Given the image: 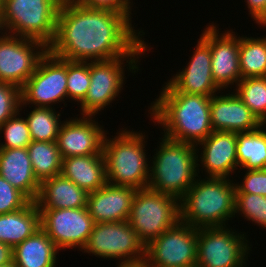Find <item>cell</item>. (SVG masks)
I'll return each mask as SVG.
<instances>
[{
  "label": "cell",
  "mask_w": 266,
  "mask_h": 267,
  "mask_svg": "<svg viewBox=\"0 0 266 267\" xmlns=\"http://www.w3.org/2000/svg\"><path fill=\"white\" fill-rule=\"evenodd\" d=\"M83 250L99 258L119 259L118 266L144 264L146 258V246L128 221L95 223Z\"/></svg>",
  "instance_id": "obj_8"
},
{
  "label": "cell",
  "mask_w": 266,
  "mask_h": 267,
  "mask_svg": "<svg viewBox=\"0 0 266 267\" xmlns=\"http://www.w3.org/2000/svg\"><path fill=\"white\" fill-rule=\"evenodd\" d=\"M21 89L15 85L0 82V126L20 111Z\"/></svg>",
  "instance_id": "obj_34"
},
{
  "label": "cell",
  "mask_w": 266,
  "mask_h": 267,
  "mask_svg": "<svg viewBox=\"0 0 266 267\" xmlns=\"http://www.w3.org/2000/svg\"><path fill=\"white\" fill-rule=\"evenodd\" d=\"M239 64L241 79L266 77V36L240 37Z\"/></svg>",
  "instance_id": "obj_28"
},
{
  "label": "cell",
  "mask_w": 266,
  "mask_h": 267,
  "mask_svg": "<svg viewBox=\"0 0 266 267\" xmlns=\"http://www.w3.org/2000/svg\"><path fill=\"white\" fill-rule=\"evenodd\" d=\"M90 86V61L67 60V95L68 99L81 103Z\"/></svg>",
  "instance_id": "obj_31"
},
{
  "label": "cell",
  "mask_w": 266,
  "mask_h": 267,
  "mask_svg": "<svg viewBox=\"0 0 266 267\" xmlns=\"http://www.w3.org/2000/svg\"><path fill=\"white\" fill-rule=\"evenodd\" d=\"M200 145L203 150L197 162L201 161V169L206 170L207 177L229 178L238 169L236 132L213 131L195 145L196 149Z\"/></svg>",
  "instance_id": "obj_18"
},
{
  "label": "cell",
  "mask_w": 266,
  "mask_h": 267,
  "mask_svg": "<svg viewBox=\"0 0 266 267\" xmlns=\"http://www.w3.org/2000/svg\"><path fill=\"white\" fill-rule=\"evenodd\" d=\"M62 0H4L1 32L40 41L49 47L56 36Z\"/></svg>",
  "instance_id": "obj_6"
},
{
  "label": "cell",
  "mask_w": 266,
  "mask_h": 267,
  "mask_svg": "<svg viewBox=\"0 0 266 267\" xmlns=\"http://www.w3.org/2000/svg\"><path fill=\"white\" fill-rule=\"evenodd\" d=\"M41 229V214L35 202L15 212L0 214V242L13 248Z\"/></svg>",
  "instance_id": "obj_24"
},
{
  "label": "cell",
  "mask_w": 266,
  "mask_h": 267,
  "mask_svg": "<svg viewBox=\"0 0 266 267\" xmlns=\"http://www.w3.org/2000/svg\"><path fill=\"white\" fill-rule=\"evenodd\" d=\"M59 250L41 228L13 248L16 267H56Z\"/></svg>",
  "instance_id": "obj_25"
},
{
  "label": "cell",
  "mask_w": 266,
  "mask_h": 267,
  "mask_svg": "<svg viewBox=\"0 0 266 267\" xmlns=\"http://www.w3.org/2000/svg\"><path fill=\"white\" fill-rule=\"evenodd\" d=\"M67 98V60L48 50L21 88L20 111L25 105L32 104L35 105L32 107L54 108L53 104Z\"/></svg>",
  "instance_id": "obj_11"
},
{
  "label": "cell",
  "mask_w": 266,
  "mask_h": 267,
  "mask_svg": "<svg viewBox=\"0 0 266 267\" xmlns=\"http://www.w3.org/2000/svg\"><path fill=\"white\" fill-rule=\"evenodd\" d=\"M29 202L30 200L22 192L0 176V214L20 210Z\"/></svg>",
  "instance_id": "obj_35"
},
{
  "label": "cell",
  "mask_w": 266,
  "mask_h": 267,
  "mask_svg": "<svg viewBox=\"0 0 266 267\" xmlns=\"http://www.w3.org/2000/svg\"><path fill=\"white\" fill-rule=\"evenodd\" d=\"M230 229V230H229ZM232 228H199L196 267H244L251 245Z\"/></svg>",
  "instance_id": "obj_10"
},
{
  "label": "cell",
  "mask_w": 266,
  "mask_h": 267,
  "mask_svg": "<svg viewBox=\"0 0 266 267\" xmlns=\"http://www.w3.org/2000/svg\"><path fill=\"white\" fill-rule=\"evenodd\" d=\"M249 14L256 24L266 27V0H246Z\"/></svg>",
  "instance_id": "obj_38"
},
{
  "label": "cell",
  "mask_w": 266,
  "mask_h": 267,
  "mask_svg": "<svg viewBox=\"0 0 266 267\" xmlns=\"http://www.w3.org/2000/svg\"><path fill=\"white\" fill-rule=\"evenodd\" d=\"M150 166L148 189L180 200L200 173L199 149L187 142L171 140L164 135ZM198 151V152H197Z\"/></svg>",
  "instance_id": "obj_4"
},
{
  "label": "cell",
  "mask_w": 266,
  "mask_h": 267,
  "mask_svg": "<svg viewBox=\"0 0 266 267\" xmlns=\"http://www.w3.org/2000/svg\"><path fill=\"white\" fill-rule=\"evenodd\" d=\"M136 189L106 183L88 193L87 209L95 223L128 221Z\"/></svg>",
  "instance_id": "obj_19"
},
{
  "label": "cell",
  "mask_w": 266,
  "mask_h": 267,
  "mask_svg": "<svg viewBox=\"0 0 266 267\" xmlns=\"http://www.w3.org/2000/svg\"><path fill=\"white\" fill-rule=\"evenodd\" d=\"M266 229V197L258 194L236 193L235 214Z\"/></svg>",
  "instance_id": "obj_33"
},
{
  "label": "cell",
  "mask_w": 266,
  "mask_h": 267,
  "mask_svg": "<svg viewBox=\"0 0 266 267\" xmlns=\"http://www.w3.org/2000/svg\"><path fill=\"white\" fill-rule=\"evenodd\" d=\"M198 228L180 220L146 246L144 267H196Z\"/></svg>",
  "instance_id": "obj_12"
},
{
  "label": "cell",
  "mask_w": 266,
  "mask_h": 267,
  "mask_svg": "<svg viewBox=\"0 0 266 267\" xmlns=\"http://www.w3.org/2000/svg\"><path fill=\"white\" fill-rule=\"evenodd\" d=\"M88 193L61 174L40 183L35 200L39 209H63L87 207Z\"/></svg>",
  "instance_id": "obj_22"
},
{
  "label": "cell",
  "mask_w": 266,
  "mask_h": 267,
  "mask_svg": "<svg viewBox=\"0 0 266 267\" xmlns=\"http://www.w3.org/2000/svg\"><path fill=\"white\" fill-rule=\"evenodd\" d=\"M60 174L87 193L96 191L107 183L103 154L62 158Z\"/></svg>",
  "instance_id": "obj_23"
},
{
  "label": "cell",
  "mask_w": 266,
  "mask_h": 267,
  "mask_svg": "<svg viewBox=\"0 0 266 267\" xmlns=\"http://www.w3.org/2000/svg\"><path fill=\"white\" fill-rule=\"evenodd\" d=\"M131 21L123 12L62 0L56 36L48 50L64 60L81 62L144 55L150 50L142 39L145 33L134 29Z\"/></svg>",
  "instance_id": "obj_1"
},
{
  "label": "cell",
  "mask_w": 266,
  "mask_h": 267,
  "mask_svg": "<svg viewBox=\"0 0 266 267\" xmlns=\"http://www.w3.org/2000/svg\"><path fill=\"white\" fill-rule=\"evenodd\" d=\"M242 181L240 184L235 183L236 193L258 194L266 197V169L246 170Z\"/></svg>",
  "instance_id": "obj_36"
},
{
  "label": "cell",
  "mask_w": 266,
  "mask_h": 267,
  "mask_svg": "<svg viewBox=\"0 0 266 267\" xmlns=\"http://www.w3.org/2000/svg\"><path fill=\"white\" fill-rule=\"evenodd\" d=\"M159 97L150 105V118L161 125L164 136L196 145L212 132L210 96L169 93L162 87Z\"/></svg>",
  "instance_id": "obj_2"
},
{
  "label": "cell",
  "mask_w": 266,
  "mask_h": 267,
  "mask_svg": "<svg viewBox=\"0 0 266 267\" xmlns=\"http://www.w3.org/2000/svg\"><path fill=\"white\" fill-rule=\"evenodd\" d=\"M0 267H16V265L14 264V262H11L8 265H2Z\"/></svg>",
  "instance_id": "obj_40"
},
{
  "label": "cell",
  "mask_w": 266,
  "mask_h": 267,
  "mask_svg": "<svg viewBox=\"0 0 266 267\" xmlns=\"http://www.w3.org/2000/svg\"><path fill=\"white\" fill-rule=\"evenodd\" d=\"M236 152L240 170L266 169V124L237 133Z\"/></svg>",
  "instance_id": "obj_26"
},
{
  "label": "cell",
  "mask_w": 266,
  "mask_h": 267,
  "mask_svg": "<svg viewBox=\"0 0 266 267\" xmlns=\"http://www.w3.org/2000/svg\"><path fill=\"white\" fill-rule=\"evenodd\" d=\"M139 58V56H122L111 60L90 61V86L85 99L80 103L81 115L95 116L98 111L111 105L110 103L123 89L125 66H128V71L135 74L140 70L137 65L140 64ZM124 61L128 64L126 65Z\"/></svg>",
  "instance_id": "obj_9"
},
{
  "label": "cell",
  "mask_w": 266,
  "mask_h": 267,
  "mask_svg": "<svg viewBox=\"0 0 266 267\" xmlns=\"http://www.w3.org/2000/svg\"><path fill=\"white\" fill-rule=\"evenodd\" d=\"M19 115L20 111L0 126L5 139L0 143V149L27 148L32 142L27 120Z\"/></svg>",
  "instance_id": "obj_32"
},
{
  "label": "cell",
  "mask_w": 266,
  "mask_h": 267,
  "mask_svg": "<svg viewBox=\"0 0 266 267\" xmlns=\"http://www.w3.org/2000/svg\"><path fill=\"white\" fill-rule=\"evenodd\" d=\"M3 5H4V0H0V14L2 12Z\"/></svg>",
  "instance_id": "obj_42"
},
{
  "label": "cell",
  "mask_w": 266,
  "mask_h": 267,
  "mask_svg": "<svg viewBox=\"0 0 266 267\" xmlns=\"http://www.w3.org/2000/svg\"><path fill=\"white\" fill-rule=\"evenodd\" d=\"M95 120L94 116L82 115L63 121L56 141L61 158L103 154L107 133Z\"/></svg>",
  "instance_id": "obj_17"
},
{
  "label": "cell",
  "mask_w": 266,
  "mask_h": 267,
  "mask_svg": "<svg viewBox=\"0 0 266 267\" xmlns=\"http://www.w3.org/2000/svg\"><path fill=\"white\" fill-rule=\"evenodd\" d=\"M0 176L35 202L40 182L34 175L27 148L0 149Z\"/></svg>",
  "instance_id": "obj_21"
},
{
  "label": "cell",
  "mask_w": 266,
  "mask_h": 267,
  "mask_svg": "<svg viewBox=\"0 0 266 267\" xmlns=\"http://www.w3.org/2000/svg\"><path fill=\"white\" fill-rule=\"evenodd\" d=\"M47 51L48 47L40 41L1 32L0 82L21 89Z\"/></svg>",
  "instance_id": "obj_13"
},
{
  "label": "cell",
  "mask_w": 266,
  "mask_h": 267,
  "mask_svg": "<svg viewBox=\"0 0 266 267\" xmlns=\"http://www.w3.org/2000/svg\"><path fill=\"white\" fill-rule=\"evenodd\" d=\"M117 267H144V264L132 265V266H117Z\"/></svg>",
  "instance_id": "obj_41"
},
{
  "label": "cell",
  "mask_w": 266,
  "mask_h": 267,
  "mask_svg": "<svg viewBox=\"0 0 266 267\" xmlns=\"http://www.w3.org/2000/svg\"><path fill=\"white\" fill-rule=\"evenodd\" d=\"M13 262V247L0 242V266Z\"/></svg>",
  "instance_id": "obj_39"
},
{
  "label": "cell",
  "mask_w": 266,
  "mask_h": 267,
  "mask_svg": "<svg viewBox=\"0 0 266 267\" xmlns=\"http://www.w3.org/2000/svg\"><path fill=\"white\" fill-rule=\"evenodd\" d=\"M60 116L54 108L34 107L25 118L32 141L56 142L63 123Z\"/></svg>",
  "instance_id": "obj_29"
},
{
  "label": "cell",
  "mask_w": 266,
  "mask_h": 267,
  "mask_svg": "<svg viewBox=\"0 0 266 267\" xmlns=\"http://www.w3.org/2000/svg\"><path fill=\"white\" fill-rule=\"evenodd\" d=\"M76 2L89 7L113 9L125 13L130 19L132 18V3L130 0H75Z\"/></svg>",
  "instance_id": "obj_37"
},
{
  "label": "cell",
  "mask_w": 266,
  "mask_h": 267,
  "mask_svg": "<svg viewBox=\"0 0 266 267\" xmlns=\"http://www.w3.org/2000/svg\"><path fill=\"white\" fill-rule=\"evenodd\" d=\"M192 57L180 72L163 87L169 93H187L212 97L222 91L214 82L211 71L210 45L200 36Z\"/></svg>",
  "instance_id": "obj_16"
},
{
  "label": "cell",
  "mask_w": 266,
  "mask_h": 267,
  "mask_svg": "<svg viewBox=\"0 0 266 267\" xmlns=\"http://www.w3.org/2000/svg\"><path fill=\"white\" fill-rule=\"evenodd\" d=\"M235 202V182L229 178H196L179 200L180 221L198 229L226 227L235 217Z\"/></svg>",
  "instance_id": "obj_3"
},
{
  "label": "cell",
  "mask_w": 266,
  "mask_h": 267,
  "mask_svg": "<svg viewBox=\"0 0 266 267\" xmlns=\"http://www.w3.org/2000/svg\"><path fill=\"white\" fill-rule=\"evenodd\" d=\"M27 150L34 175L40 183L61 173L62 158L57 142L32 141Z\"/></svg>",
  "instance_id": "obj_27"
},
{
  "label": "cell",
  "mask_w": 266,
  "mask_h": 267,
  "mask_svg": "<svg viewBox=\"0 0 266 267\" xmlns=\"http://www.w3.org/2000/svg\"><path fill=\"white\" fill-rule=\"evenodd\" d=\"M210 117L213 131L248 132L262 124L234 92L211 97Z\"/></svg>",
  "instance_id": "obj_20"
},
{
  "label": "cell",
  "mask_w": 266,
  "mask_h": 267,
  "mask_svg": "<svg viewBox=\"0 0 266 267\" xmlns=\"http://www.w3.org/2000/svg\"><path fill=\"white\" fill-rule=\"evenodd\" d=\"M41 228L54 242L58 250L82 249L86 246L95 224L87 207L63 209H39Z\"/></svg>",
  "instance_id": "obj_14"
},
{
  "label": "cell",
  "mask_w": 266,
  "mask_h": 267,
  "mask_svg": "<svg viewBox=\"0 0 266 267\" xmlns=\"http://www.w3.org/2000/svg\"><path fill=\"white\" fill-rule=\"evenodd\" d=\"M208 26V27H207ZM200 35L211 49V71L214 82L220 88H226L241 80L239 64L240 35L233 30L219 33L218 25H207Z\"/></svg>",
  "instance_id": "obj_15"
},
{
  "label": "cell",
  "mask_w": 266,
  "mask_h": 267,
  "mask_svg": "<svg viewBox=\"0 0 266 267\" xmlns=\"http://www.w3.org/2000/svg\"><path fill=\"white\" fill-rule=\"evenodd\" d=\"M180 220L179 200L148 188L136 191L128 222L147 246Z\"/></svg>",
  "instance_id": "obj_7"
},
{
  "label": "cell",
  "mask_w": 266,
  "mask_h": 267,
  "mask_svg": "<svg viewBox=\"0 0 266 267\" xmlns=\"http://www.w3.org/2000/svg\"><path fill=\"white\" fill-rule=\"evenodd\" d=\"M118 132L110 139L105 136L103 142L107 182L136 190L146 189L150 179V165L144 149L146 136L127 128Z\"/></svg>",
  "instance_id": "obj_5"
},
{
  "label": "cell",
  "mask_w": 266,
  "mask_h": 267,
  "mask_svg": "<svg viewBox=\"0 0 266 267\" xmlns=\"http://www.w3.org/2000/svg\"><path fill=\"white\" fill-rule=\"evenodd\" d=\"M235 86L234 93L262 124H266V77L243 78Z\"/></svg>",
  "instance_id": "obj_30"
}]
</instances>
